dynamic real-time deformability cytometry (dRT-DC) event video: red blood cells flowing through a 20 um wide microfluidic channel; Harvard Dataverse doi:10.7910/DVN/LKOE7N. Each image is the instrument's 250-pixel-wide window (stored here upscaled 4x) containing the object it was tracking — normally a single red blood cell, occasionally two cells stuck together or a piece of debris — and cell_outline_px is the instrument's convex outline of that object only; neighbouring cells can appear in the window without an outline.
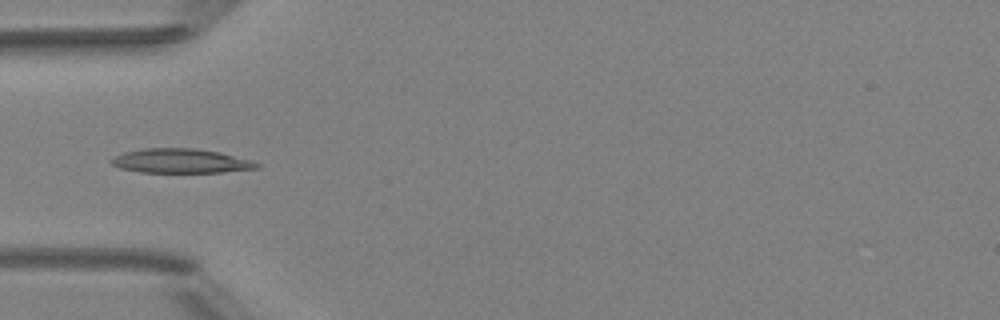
{"species": "Egyptian fruit bat (a non-hibernating species)", "species_latin": "Rousettus aegyptiacus", "temperature_condition": "room temperature", "stored_images_in_passage": 5, "camera_frame_rate_fps": 3000, "um_per_image_px": 0.085, "animal": {"sex": "female"}, "frame": {"image": 1, "passage_image": 5, "time_ms": 4.667, "image_size_px": [1000, 320], "cell_outline_px": [[260, 168], [224, 172], [140, 172], [120, 168], [112, 164], [112, 156], [124, 152], [144, 148], [196, 148], [220, 152], [248, 160], [260, 164]], "centroid_in_image_um": [15.34, 13.68], "position_along_channel_um": 69.7, "area_um2": 20.52}}